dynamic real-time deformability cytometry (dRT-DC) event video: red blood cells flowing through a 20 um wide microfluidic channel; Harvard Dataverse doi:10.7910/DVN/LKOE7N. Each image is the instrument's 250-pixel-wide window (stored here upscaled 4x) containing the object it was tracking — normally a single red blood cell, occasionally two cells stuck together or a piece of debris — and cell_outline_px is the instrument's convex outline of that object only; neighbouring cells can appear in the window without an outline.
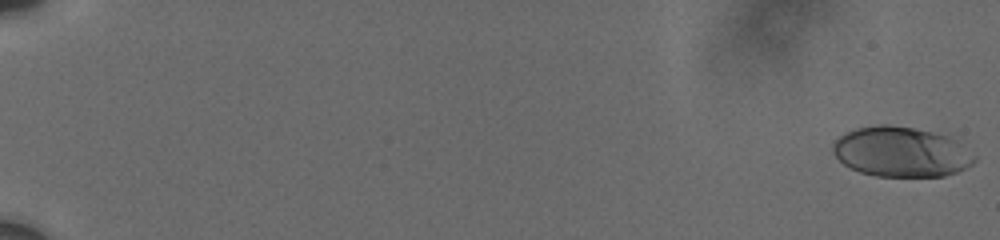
{"species": "human", "species_latin": "Homo sapiens", "temperature_condition": "cold", "stored_images_in_passage": 10, "camera_frame_rate_fps": 3000, "um_per_image_px": 0.085, "donor": {"sex": "male"}, "frame": {"image": 1, "passage_image": 1, "time_ms": 0.0, "image_size_px": [1000, 240], "cell_outline_px": [[976, 160], [972, 164], [956, 172], [944, 176], [876, 176], [860, 172], [844, 164], [832, 152], [832, 144], [840, 136], [856, 128], [880, 124], [888, 124], [912, 128], [932, 132], [948, 136], [960, 144], [976, 156]], "centroid_in_image_um": [76.58, 12.91], "position_along_channel_um": 8.4, "area_um2": 40.92}}
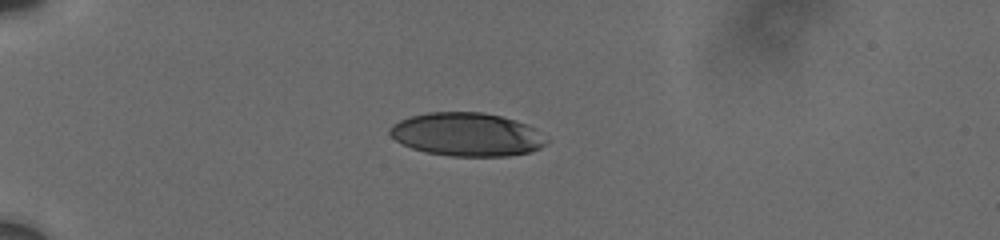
{"frame": {"image": 2, "passage_image": 7, "time_ms": 5.667, "image_size_px": [1000, 240], "cell_outline_px": [[548, 144], [532, 152], [508, 156], [448, 156], [424, 152], [412, 148], [396, 140], [388, 132], [388, 128], [392, 124], [400, 120], [412, 116], [428, 112], [480, 112], [500, 116], [516, 120], [528, 124], [536, 128], [548, 140]], "centroid_in_image_um": [39.72, 11.43], "position_along_channel_um": 45.3, "area_um2": 39.88}}
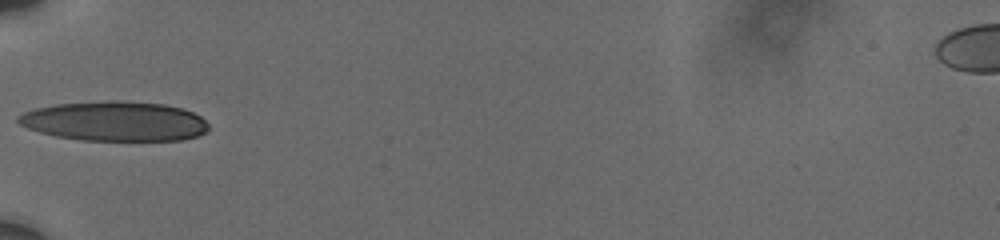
{"frame": {"image": 3, "passage_image": 9, "time_ms": 7.667, "image_size_px": [1000, 240], "cell_outline_px": [[208, 128], [204, 132], [196, 136], [180, 140], [80, 140], [56, 136], [40, 132], [28, 128], [20, 124], [16, 120], [16, 116], [24, 112], [36, 108], [56, 104], [116, 100], [120, 100], [164, 104], [184, 108], [200, 116], [208, 124]], "centroid_in_image_um": [9.74, 10.3], "position_along_channel_um": 75.3, "area_um2": 43.93}}